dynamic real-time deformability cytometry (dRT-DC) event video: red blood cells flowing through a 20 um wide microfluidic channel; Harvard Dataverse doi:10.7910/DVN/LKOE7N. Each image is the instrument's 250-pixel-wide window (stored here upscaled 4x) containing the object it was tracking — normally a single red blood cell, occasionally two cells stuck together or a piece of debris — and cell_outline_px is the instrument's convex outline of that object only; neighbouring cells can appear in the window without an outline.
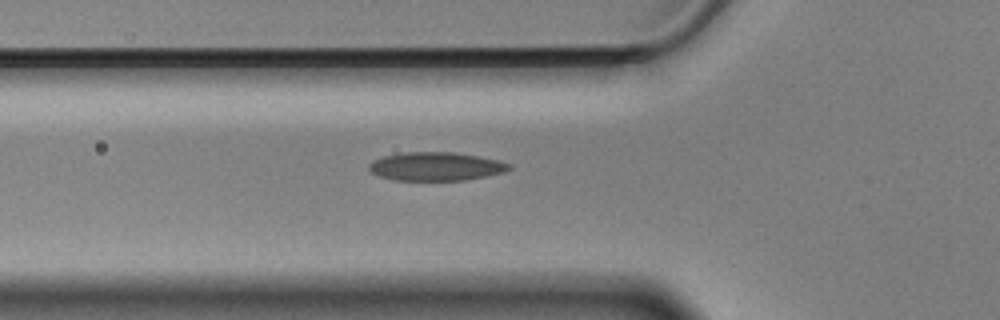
{"species": "Egyptian fruit bat (a non-hibernating species)", "species_latin": "Rousettus aegyptiacus", "temperature_condition": "cold", "stored_images_in_passage": 39, "camera_frame_rate_fps": 3000, "um_per_image_px": 0.085, "animal": {"sex": "male"}, "frame": {"image": 1, "passage_image": 2, "time_ms": 0.333, "image_size_px": [1000, 320], "cell_outline_px": [[512, 168], [504, 172], [464, 180], [392, 180], [380, 176], [372, 172], [368, 168], [368, 164], [372, 160], [384, 156], [408, 152], [452, 152], [476, 156], [496, 160], [512, 164]], "centroid_in_image_um": [37.03, 14.15], "position_along_channel_um": 88.8, "area_um2": 23.06}}
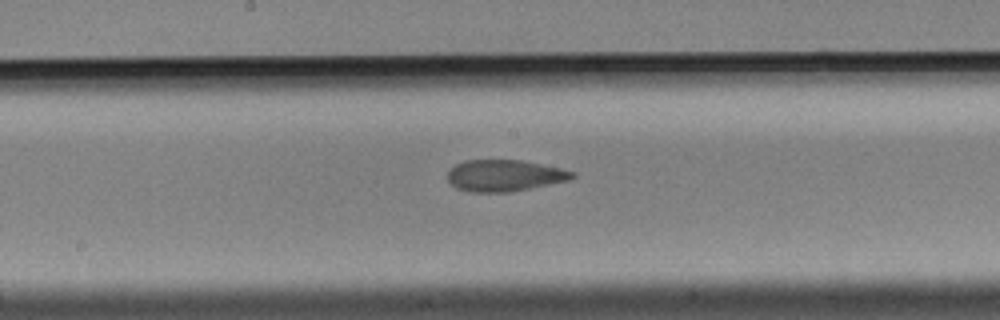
{"frame": {"image": 2, "passage_image": 12, "time_ms": 3.667, "image_size_px": [1000, 320], "cell_outline_px": [[576, 176], [568, 180], [508, 192], [468, 192], [456, 188], [448, 180], [448, 172], [456, 164], [464, 160], [520, 160], [560, 168], [576, 172]], "centroid_in_image_um": [42.86, 14.92], "position_along_channel_um": 205.3, "area_um2": 22.66}}
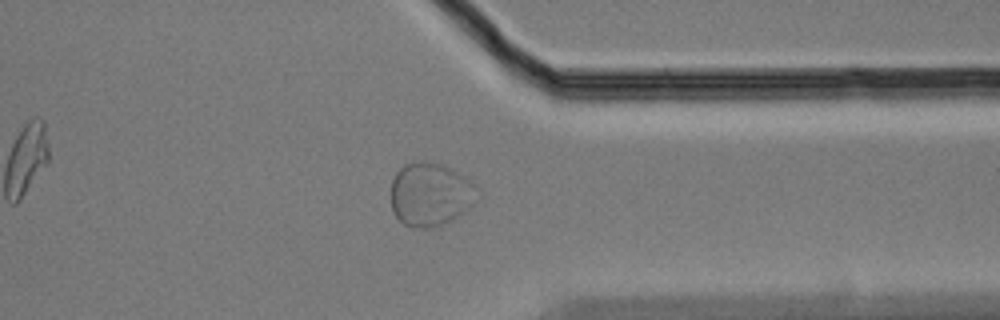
{"frame": {"image": 3, "passage_image": 27, "time_ms": 8.667, "image_size_px": [1000, 320], "cell_outline_px": [[476, 188], [472, 204], [464, 212], [432, 228], [412, 228], [404, 224], [396, 216], [392, 208], [392, 180], [396, 172], [404, 164], [420, 160], [436, 160], [468, 176], [476, 184]], "centroid_in_image_um": [36.57, 16.46], "position_along_channel_um": 374.8, "area_um2": 32.14}}